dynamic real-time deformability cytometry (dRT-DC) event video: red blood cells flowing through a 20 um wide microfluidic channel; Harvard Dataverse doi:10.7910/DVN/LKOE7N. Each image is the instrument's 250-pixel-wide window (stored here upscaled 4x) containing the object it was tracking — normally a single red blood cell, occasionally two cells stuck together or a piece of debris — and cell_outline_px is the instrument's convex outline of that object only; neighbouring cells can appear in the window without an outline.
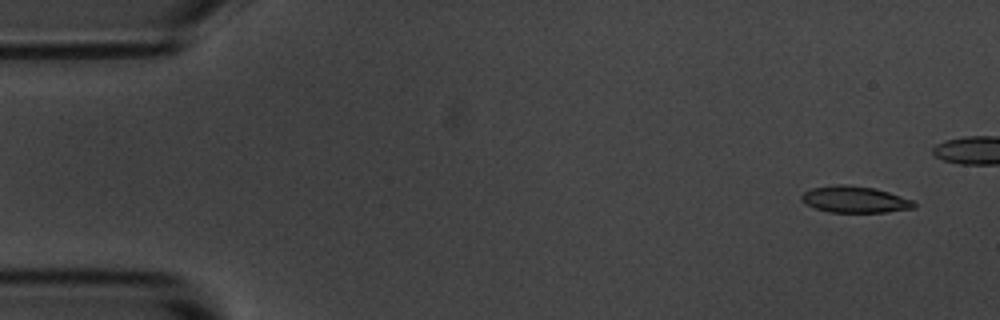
{"species": "common noctule bat (a hibernating species)", "species_latin": "Nyctalus noctula", "temperature_condition": "room temperature", "stored_images_in_passage": 5, "camera_frame_rate_fps": 3000, "um_per_image_px": 0.085, "animal": {"sex": "male", "body_mass_g": 20.1, "forearm_length_mm": 53.5}, "frame": {"image": 1, "passage_image": 1, "time_ms": 0.0, "image_size_px": [1000, 320], "cell_outline_px": [[916, 208], [884, 212], [828, 212], [816, 208], [800, 200], [800, 196], [804, 192], [812, 188], [836, 184], [848, 184], [876, 188], [912, 200], [916, 204]], "centroid_in_image_um": [72.65, 16.94], "position_along_channel_um": 12.3, "area_um2": 17.4}}
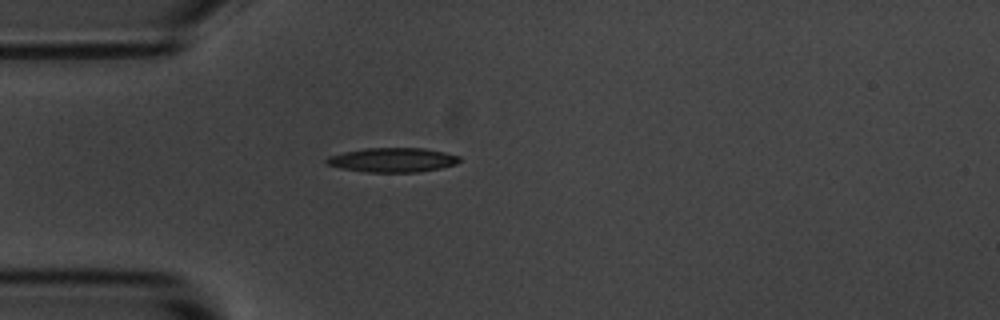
{"frame": {"image": 2, "passage_image": 5, "time_ms": 1.333, "image_size_px": [1000, 320], "cell_outline_px": [[460, 160], [456, 164], [440, 168], [420, 172], [368, 172], [340, 168], [328, 164], [324, 160], [328, 156], [344, 152], [364, 148], [424, 148], [444, 152], [460, 156]], "centroid_in_image_um": [33.37, 13.59], "position_along_channel_um": 51.6, "area_um2": 18.84}}